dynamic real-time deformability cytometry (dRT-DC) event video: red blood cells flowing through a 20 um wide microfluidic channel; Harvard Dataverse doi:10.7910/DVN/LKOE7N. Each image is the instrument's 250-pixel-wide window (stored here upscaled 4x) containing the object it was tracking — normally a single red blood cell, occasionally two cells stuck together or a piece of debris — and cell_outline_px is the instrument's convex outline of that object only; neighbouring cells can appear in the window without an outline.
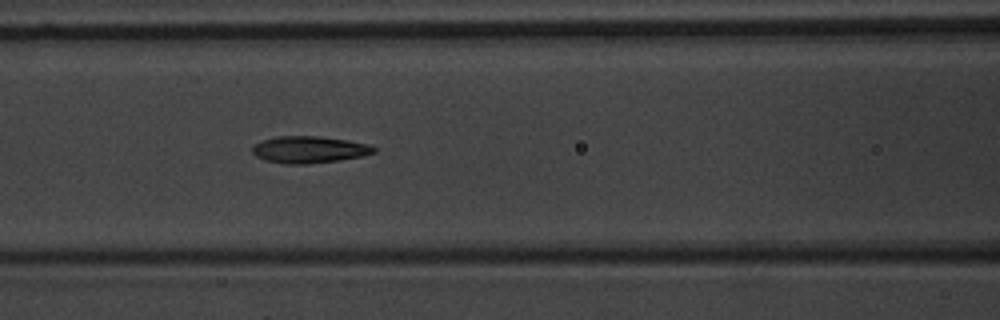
{"species": "common noctule bat (a hibernating species)", "species_latin": "Nyctalus noctula", "temperature_condition": "warm", "stored_images_in_passage": 6, "camera_frame_rate_fps": 3000, "um_per_image_px": 0.085, "animal": {"sex": "male", "body_mass_g": 20.1, "forearm_length_mm": 53.5}, "frame": {"image": 1, "passage_image": 6, "time_ms": 6.667, "image_size_px": [1000, 320], "cell_outline_px": [[376, 152], [364, 156], [340, 160], [304, 164], [284, 164], [268, 160], [256, 156], [252, 152], [252, 144], [260, 140], [276, 136], [316, 136], [348, 140], [368, 144], [376, 148]], "centroid_in_image_um": [26.27, 12.71], "position_along_channel_um": 140.3, "area_um2": 19.13}}